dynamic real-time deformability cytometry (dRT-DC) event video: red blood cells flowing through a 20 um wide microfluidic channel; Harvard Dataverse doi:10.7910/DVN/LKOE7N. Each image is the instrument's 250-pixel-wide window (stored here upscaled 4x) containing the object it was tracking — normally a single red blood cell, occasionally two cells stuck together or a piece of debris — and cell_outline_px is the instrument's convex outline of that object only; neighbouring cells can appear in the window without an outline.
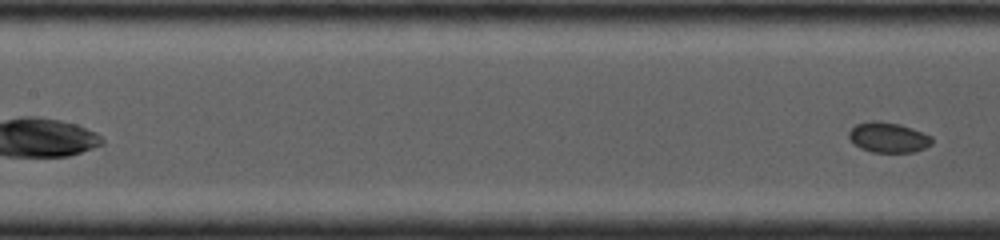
{"species": "common noctule bat (a hibernating species)", "species_latin": "Nyctalus noctula", "temperature_condition": "cold", "stored_images_in_passage": 6, "segment_of_instrument_passage": [2, 2], "camera_frame_rate_fps": 4000, "um_per_image_px": 0.085, "animal": {"sex": "female", "body_mass_g": 19.0, "forearm_length_mm": 53.3}, "frame": {"image": 1, "passage_image": 6, "time_ms": 3.0, "image_size_px": [1000, 240], "cell_outline_px": [[932, 144], [924, 148], [912, 152], [872, 152], [860, 148], [848, 136], [848, 132], [856, 124], [872, 120], [876, 120], [900, 124], [912, 128], [932, 136]], "centroid_in_image_um": [75.51, 11.67], "position_along_channel_um": 131.9, "area_um2": 14.57}}